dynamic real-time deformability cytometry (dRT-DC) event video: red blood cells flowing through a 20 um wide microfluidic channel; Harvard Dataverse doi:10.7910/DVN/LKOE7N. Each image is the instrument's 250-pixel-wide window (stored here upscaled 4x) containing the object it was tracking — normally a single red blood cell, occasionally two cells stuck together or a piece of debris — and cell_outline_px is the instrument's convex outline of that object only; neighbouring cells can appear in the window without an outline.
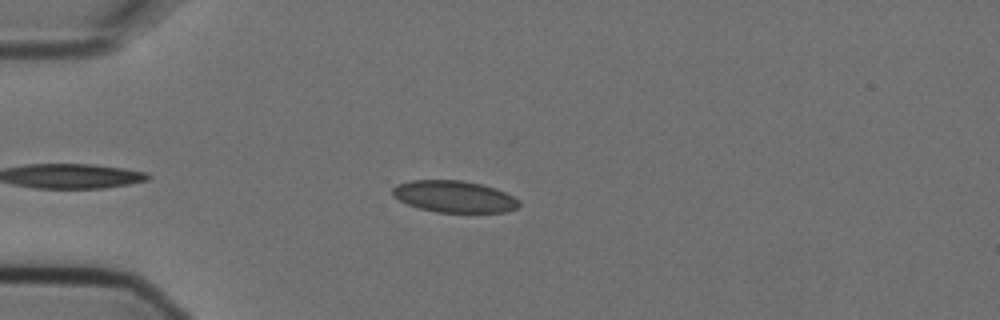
{"species": "Egyptian fruit bat (a non-hibernating species)", "species_latin": "Rousettus aegyptiacus", "temperature_condition": "cold", "stored_images_in_passage": 6, "camera_frame_rate_fps": 3000, "um_per_image_px": 0.085, "animal": {"sex": "female"}, "frame": {"image": 1, "passage_image": 3, "time_ms": 0.667, "image_size_px": [1000, 320], "cell_outline_px": [[520, 204], [516, 208], [508, 212], [436, 212], [420, 208], [408, 204], [392, 196], [392, 188], [396, 184], [412, 180], [460, 180], [480, 184], [496, 188], [520, 200]], "centroid_in_image_um": [38.6, 16.7], "position_along_channel_um": 46.4, "area_um2": 23.35}}
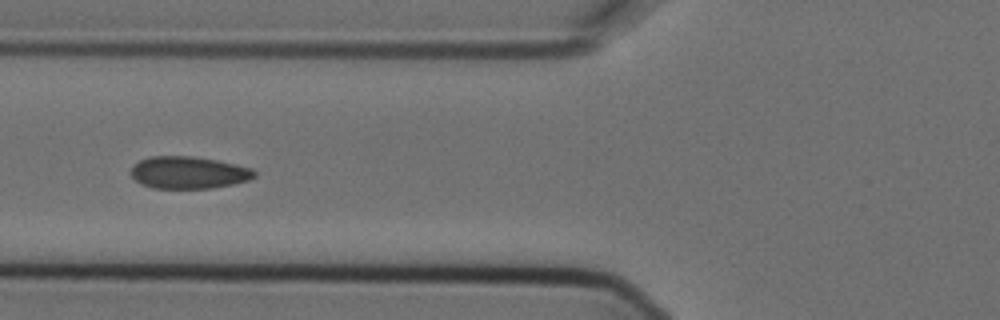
{"frame": {"image": 2, "passage_image": 5, "time_ms": 1.333, "image_size_px": [1000, 320], "cell_outline_px": [[256, 176], [248, 180], [232, 184], [212, 188], [152, 188], [140, 184], [132, 176], [132, 164], [140, 160], [152, 156], [192, 156], [216, 160], [236, 164], [252, 168], [256, 172]], "centroid_in_image_um": [16.02, 14.66], "position_along_channel_um": 109.8, "area_um2": 23.18}}
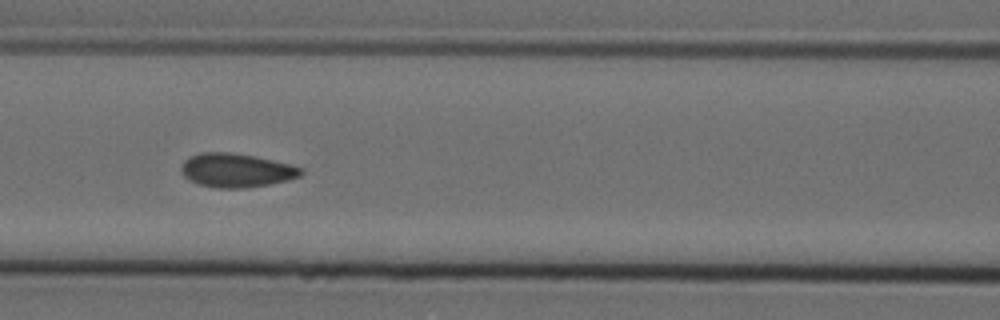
{"frame": {"image": 3, "passage_image": 6, "time_ms": 1.667, "image_size_px": [1000, 320], "cell_outline_px": [[304, 172], [300, 176], [288, 180], [248, 188], [216, 188], [200, 184], [184, 176], [180, 172], [180, 168], [184, 160], [188, 156], [200, 152], [232, 152], [256, 156], [292, 164], [304, 168]], "centroid_in_image_um": [20.1, 14.46], "position_along_channel_um": 146.5, "area_um2": 23.93}}